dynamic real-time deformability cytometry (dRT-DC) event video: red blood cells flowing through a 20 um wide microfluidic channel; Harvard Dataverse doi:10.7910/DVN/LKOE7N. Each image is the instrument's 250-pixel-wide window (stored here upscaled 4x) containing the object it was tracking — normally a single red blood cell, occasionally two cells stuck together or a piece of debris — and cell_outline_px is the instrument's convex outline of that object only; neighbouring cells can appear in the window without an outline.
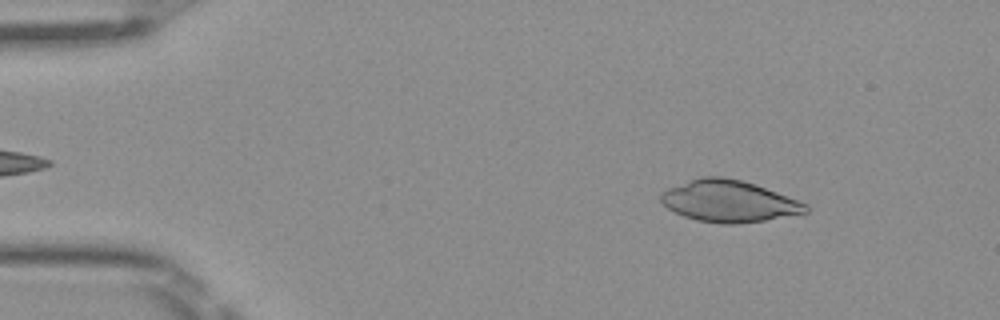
{"species": "Egyptian fruit bat (a non-hibernating species)", "species_latin": "Rousettus aegyptiacus", "temperature_condition": "room temperature", "stored_images_in_passage": 49, "camera_frame_rate_fps": 3000, "um_per_image_px": 0.085, "frame": {"image": 1, "passage_image": 6, "time_ms": 1.667, "image_size_px": [1000, 320], "cell_outline_px": [[808, 212], [764, 220], [732, 224], [724, 224], [696, 220], [684, 216], [668, 208], [660, 200], [660, 192], [668, 188], [700, 176], [720, 176], [740, 180], [756, 184], [808, 204]], "centroid_in_image_um": [61.94, 17.09], "position_along_channel_um": 23.1, "area_um2": 34.91}}
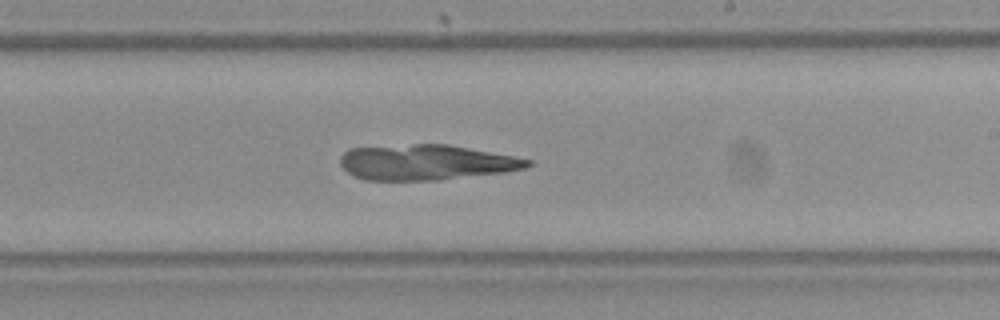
{"frame": {"image": 2, "passage_image": 29, "time_ms": 9.333, "image_size_px": [1000, 320], "cell_outline_px": [[532, 164], [524, 168], [504, 172], [440, 180], [364, 180], [352, 176], [340, 164], [340, 156], [348, 148], [416, 144], [448, 144], [512, 156], [532, 160]], "centroid_in_image_um": [36.18, 13.8], "position_along_channel_um": 252.8, "area_um2": 38.55}}
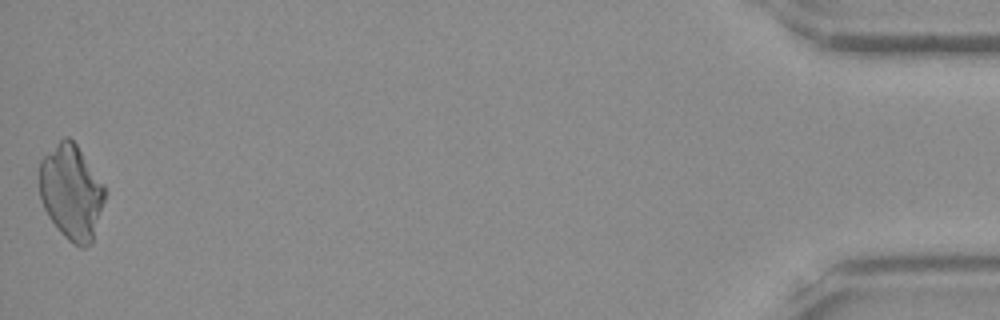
{"frame": {"image": 3, "passage_image": 49, "time_ms": 16.0, "image_size_px": [1000, 320], "cell_outline_px": [[104, 200], [92, 244], [84, 248], [80, 248], [72, 244], [60, 232], [48, 216], [40, 200], [40, 160], [64, 136], [68, 136], [76, 144], [104, 184]], "centroid_in_image_um": [6.06, 16.36], "position_along_channel_um": 429.1, "area_um2": 36.07}}